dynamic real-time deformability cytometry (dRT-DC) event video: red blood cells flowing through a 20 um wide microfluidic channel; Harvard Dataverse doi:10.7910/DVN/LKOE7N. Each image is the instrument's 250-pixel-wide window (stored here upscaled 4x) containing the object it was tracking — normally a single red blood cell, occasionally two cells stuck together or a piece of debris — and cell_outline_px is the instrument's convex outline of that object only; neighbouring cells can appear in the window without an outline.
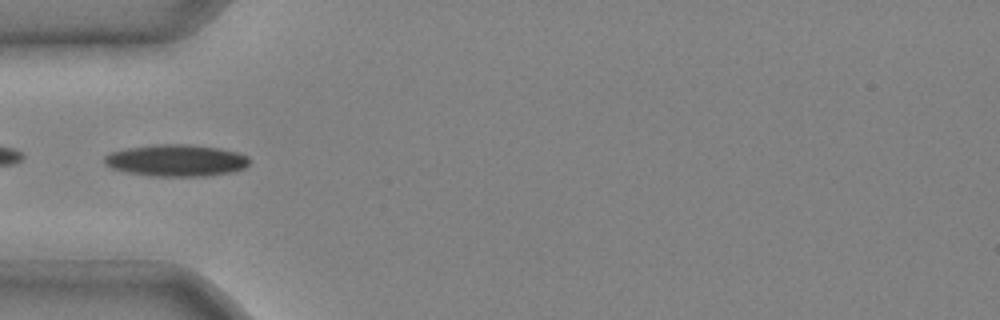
{"species": "common noctule bat (a hibernating species)", "species_latin": "Nyctalus noctula", "temperature_condition": "cold", "stored_images_in_passage": 4, "camera_frame_rate_fps": 3000, "um_per_image_px": 0.085, "animal": {"sex": "male", "body_mass_g": 20.4}, "frame": {"image": 1, "passage_image": 4, "time_ms": 1.0, "image_size_px": [1000, 320], "cell_outline_px": [[248, 164], [244, 168], [232, 172], [204, 176], [152, 176], [128, 172], [112, 168], [104, 164], [104, 156], [108, 152], [124, 148], [152, 144], [188, 144], [220, 148], [236, 152], [248, 156]], "centroid_in_image_um": [14.93, 13.62], "position_along_channel_um": 70.1, "area_um2": 27.05}}